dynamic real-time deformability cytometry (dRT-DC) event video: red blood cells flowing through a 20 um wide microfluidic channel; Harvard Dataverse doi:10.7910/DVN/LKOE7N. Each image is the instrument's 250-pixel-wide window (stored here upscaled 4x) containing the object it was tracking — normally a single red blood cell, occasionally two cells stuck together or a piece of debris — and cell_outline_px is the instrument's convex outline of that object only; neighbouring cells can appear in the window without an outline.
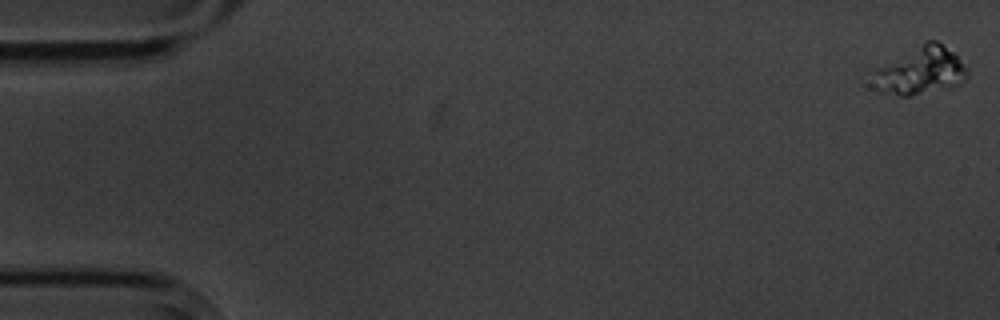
{"species": "common noctule bat (a hibernating species)", "species_latin": "Nyctalus noctula", "temperature_condition": "cold", "stored_images_in_passage": 5, "camera_frame_rate_fps": 3000, "um_per_image_px": 0.085, "animal": {"sex": "male", "body_mass_g": 20.1, "forearm_length_mm": 53.5}, "frame": {"image": 1, "passage_image": 1, "time_ms": 0.0, "image_size_px": [1000, 320], "cell_outline_px": [[968, 76], [956, 84], [948, 88], [908, 96], [900, 96], [868, 88], [868, 84], [876, 68], [928, 40], [936, 40], [952, 52], [968, 68]], "centroid_in_image_um": [78.17, 6.05], "position_along_channel_um": 6.8, "area_um2": 26.07}}
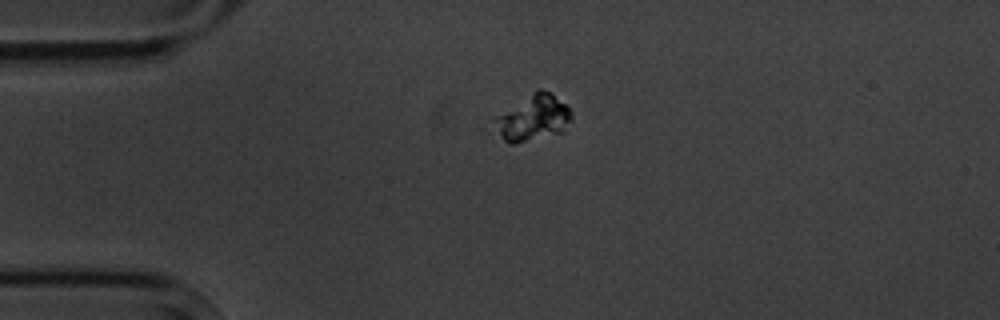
{"frame": {"image": 2, "passage_image": 4, "time_ms": 4.333, "image_size_px": [1000, 320], "cell_outline_px": [[572, 120], [564, 132], [512, 144], [488, 132], [484, 128], [496, 116], [536, 88], [540, 88], [552, 92], [568, 108], [572, 116]], "centroid_in_image_um": [45.18, 10.04], "position_along_channel_um": 39.8, "area_um2": 21.62}}